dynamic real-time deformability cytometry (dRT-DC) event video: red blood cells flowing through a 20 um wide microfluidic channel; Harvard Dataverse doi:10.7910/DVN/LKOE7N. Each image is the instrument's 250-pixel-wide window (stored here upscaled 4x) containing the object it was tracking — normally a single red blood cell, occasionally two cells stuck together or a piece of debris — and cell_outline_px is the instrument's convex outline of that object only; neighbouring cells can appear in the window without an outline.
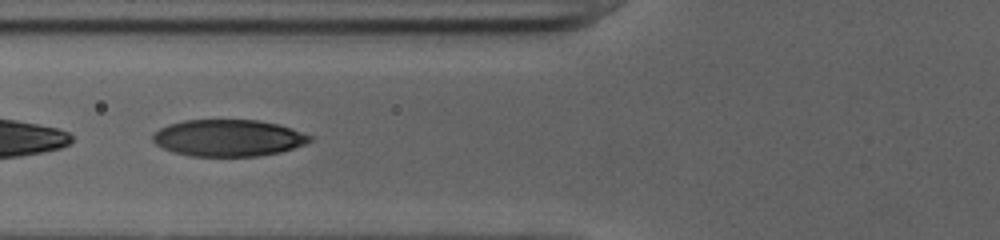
{"species": "human", "species_latin": "Homo sapiens", "temperature_condition": "cold", "stored_images_in_passage": 36, "camera_frame_rate_fps": 3000, "um_per_image_px": 0.085, "donor": {"sex": "female"}, "frame": {"image": 1, "passage_image": 7, "time_ms": 2.0, "image_size_px": [1000, 240], "cell_outline_px": [[312, 140], [304, 144], [280, 152], [256, 156], [192, 156], [176, 152], [164, 148], [156, 144], [152, 140], [152, 132], [168, 124], [184, 120], [256, 120], [276, 124], [292, 128], [312, 136]], "centroid_in_image_um": [19.38, 11.72], "position_along_channel_um": 106.4, "area_um2": 33.47}}
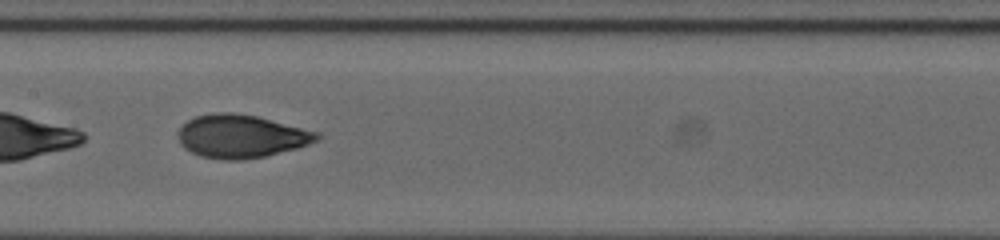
{"frame": {"image": 2, "passage_image": 13, "time_ms": 4.0, "image_size_px": [1000, 240], "cell_outline_px": [[320, 140], [296, 148], [264, 156], [240, 160], [224, 160], [200, 156], [184, 148], [180, 144], [176, 132], [188, 120], [196, 116], [216, 112], [232, 112], [256, 116], [320, 132]], "centroid_in_image_um": [20.48, 11.58], "position_along_channel_um": 186.9, "area_um2": 34.91}}
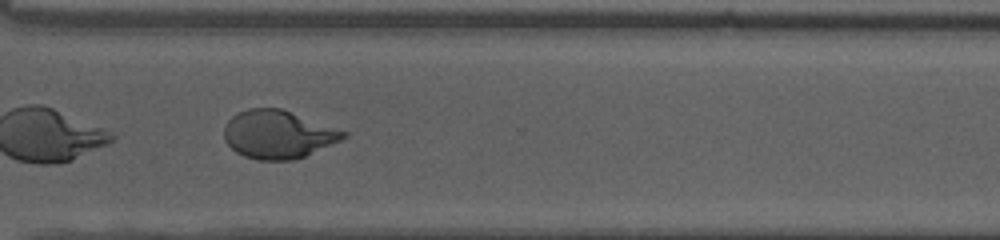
{"frame": {"image": 3, "passage_image": 25, "time_ms": 8.0, "image_size_px": [1000, 240], "cell_outline_px": [[348, 136], [340, 140], [304, 156], [292, 160], [256, 160], [244, 156], [236, 152], [224, 140], [224, 124], [232, 116], [248, 108], [280, 108], [348, 132]], "centroid_in_image_um": [23.6, 11.42], "position_along_channel_um": 347.0, "area_um2": 33.23}, "authors_computed_cell_mechanics": {"area_um2": 34.5933, "velocity_mm_per_s": 4.0149, "shape_relaxation_time_tau1_ms": 4.6448, "shape_relaxation_time_tau2_ms": 1.0715, "deformation_change_tau1": 0.2118, "deformation_change_tau2": 0.0633}}